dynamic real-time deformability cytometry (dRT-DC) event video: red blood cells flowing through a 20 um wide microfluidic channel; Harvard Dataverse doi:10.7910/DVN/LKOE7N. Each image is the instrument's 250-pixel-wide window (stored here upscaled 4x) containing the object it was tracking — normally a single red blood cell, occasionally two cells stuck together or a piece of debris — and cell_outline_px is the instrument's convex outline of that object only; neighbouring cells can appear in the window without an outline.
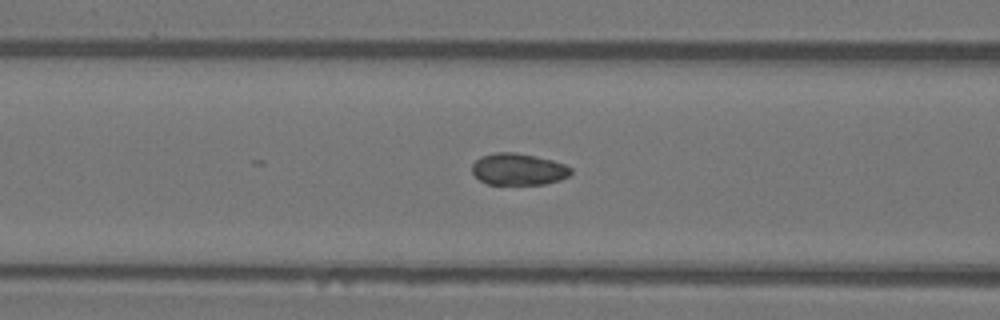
{"species": "Egyptian fruit bat (a non-hibernating species)", "species_latin": "Rousettus aegyptiacus", "temperature_condition": "warm", "stored_images_in_passage": 17, "camera_frame_rate_fps": 3000, "um_per_image_px": 0.085, "animal": {"sex": "female"}, "frame": {"image": 1, "passage_image": 7, "time_ms": 2.0, "image_size_px": [1000, 320], "cell_outline_px": [[572, 172], [568, 176], [560, 180], [544, 184], [488, 184], [480, 180], [472, 172], [472, 164], [480, 156], [496, 152], [516, 152], [536, 156], [552, 160], [564, 164], [572, 168]], "centroid_in_image_um": [44.06, 14.38], "position_along_channel_um": 122.5, "area_um2": 18.32}}
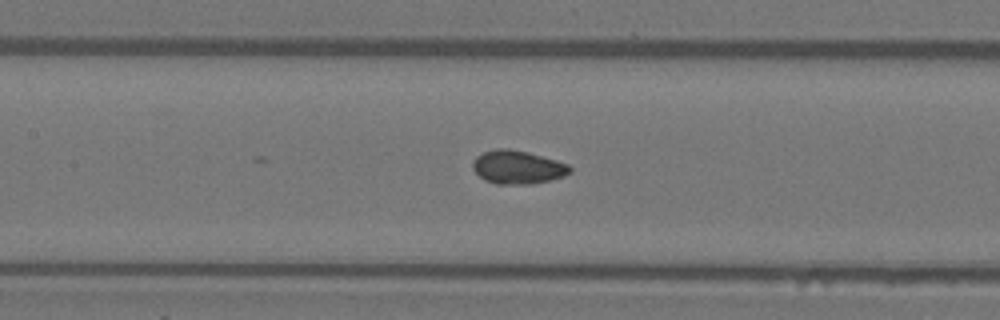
{"frame": {"image": 2, "passage_image": 10, "time_ms": 3.0, "image_size_px": [1000, 320], "cell_outline_px": [[572, 172], [564, 176], [552, 180], [528, 184], [496, 184], [484, 180], [472, 168], [472, 160], [476, 156], [484, 152], [496, 148], [508, 148], [528, 152], [556, 160], [568, 164], [572, 168]], "centroid_in_image_um": [44.0, 14.21], "position_along_channel_um": 163.4, "area_um2": 19.07}}
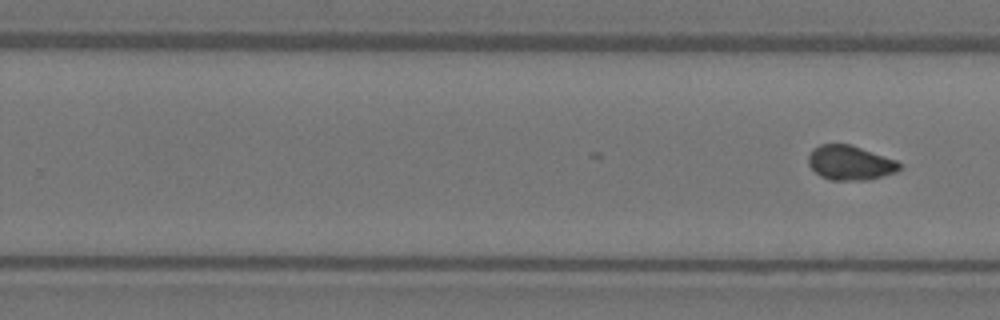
{"frame": {"image": 3, "passage_image": 17, "time_ms": 5.333, "image_size_px": [1000, 320], "cell_outline_px": [[900, 168], [896, 172], [864, 180], [832, 180], [820, 176], [808, 164], [808, 156], [812, 148], [820, 144], [852, 144], [896, 160], [900, 164]], "centroid_in_image_um": [72.22, 13.82], "position_along_channel_um": 257.6, "area_um2": 18.26}}